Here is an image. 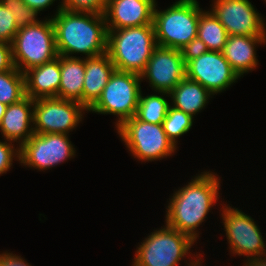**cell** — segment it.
<instances>
[{"label": "cell", "instance_id": "1", "mask_svg": "<svg viewBox=\"0 0 266 266\" xmlns=\"http://www.w3.org/2000/svg\"><path fill=\"white\" fill-rule=\"evenodd\" d=\"M220 179L214 173L202 172L172 196L166 208V224L196 241V230L206 219L220 189ZM196 230V231H195ZM197 232V233H196Z\"/></svg>", "mask_w": 266, "mask_h": 266}, {"label": "cell", "instance_id": "2", "mask_svg": "<svg viewBox=\"0 0 266 266\" xmlns=\"http://www.w3.org/2000/svg\"><path fill=\"white\" fill-rule=\"evenodd\" d=\"M58 55L71 57L83 53L85 58L107 52V27L104 14L73 12L65 9L51 17Z\"/></svg>", "mask_w": 266, "mask_h": 266}, {"label": "cell", "instance_id": "3", "mask_svg": "<svg viewBox=\"0 0 266 266\" xmlns=\"http://www.w3.org/2000/svg\"><path fill=\"white\" fill-rule=\"evenodd\" d=\"M157 47L153 24L107 30V54L116 70L141 74Z\"/></svg>", "mask_w": 266, "mask_h": 266}, {"label": "cell", "instance_id": "4", "mask_svg": "<svg viewBox=\"0 0 266 266\" xmlns=\"http://www.w3.org/2000/svg\"><path fill=\"white\" fill-rule=\"evenodd\" d=\"M203 10L197 0H177L169 8H154L153 26L157 46L182 49L197 37L198 21Z\"/></svg>", "mask_w": 266, "mask_h": 266}, {"label": "cell", "instance_id": "5", "mask_svg": "<svg viewBox=\"0 0 266 266\" xmlns=\"http://www.w3.org/2000/svg\"><path fill=\"white\" fill-rule=\"evenodd\" d=\"M154 231L137 248L132 266H178L196 242L168 225ZM200 256L197 255L188 266L201 265Z\"/></svg>", "mask_w": 266, "mask_h": 266}, {"label": "cell", "instance_id": "6", "mask_svg": "<svg viewBox=\"0 0 266 266\" xmlns=\"http://www.w3.org/2000/svg\"><path fill=\"white\" fill-rule=\"evenodd\" d=\"M11 45L14 66L22 73L58 56L54 26L50 18L20 28Z\"/></svg>", "mask_w": 266, "mask_h": 266}, {"label": "cell", "instance_id": "7", "mask_svg": "<svg viewBox=\"0 0 266 266\" xmlns=\"http://www.w3.org/2000/svg\"><path fill=\"white\" fill-rule=\"evenodd\" d=\"M141 81L139 74L115 69L100 98L88 111L116 115L118 120L115 126L119 127L136 114L142 92Z\"/></svg>", "mask_w": 266, "mask_h": 266}, {"label": "cell", "instance_id": "8", "mask_svg": "<svg viewBox=\"0 0 266 266\" xmlns=\"http://www.w3.org/2000/svg\"><path fill=\"white\" fill-rule=\"evenodd\" d=\"M116 129L130 153L139 161L161 160L176 150L162 124L147 123L133 116Z\"/></svg>", "mask_w": 266, "mask_h": 266}, {"label": "cell", "instance_id": "9", "mask_svg": "<svg viewBox=\"0 0 266 266\" xmlns=\"http://www.w3.org/2000/svg\"><path fill=\"white\" fill-rule=\"evenodd\" d=\"M84 111L88 110L76 101L57 97L36 99L33 107L34 133L68 134L78 126Z\"/></svg>", "mask_w": 266, "mask_h": 266}, {"label": "cell", "instance_id": "10", "mask_svg": "<svg viewBox=\"0 0 266 266\" xmlns=\"http://www.w3.org/2000/svg\"><path fill=\"white\" fill-rule=\"evenodd\" d=\"M222 209L224 231H226L231 252L235 255L246 256V261L266 254V244L254 219L238 208L223 206Z\"/></svg>", "mask_w": 266, "mask_h": 266}, {"label": "cell", "instance_id": "11", "mask_svg": "<svg viewBox=\"0 0 266 266\" xmlns=\"http://www.w3.org/2000/svg\"><path fill=\"white\" fill-rule=\"evenodd\" d=\"M75 152L67 134L34 133L20 147V163L43 171L67 161Z\"/></svg>", "mask_w": 266, "mask_h": 266}, {"label": "cell", "instance_id": "12", "mask_svg": "<svg viewBox=\"0 0 266 266\" xmlns=\"http://www.w3.org/2000/svg\"><path fill=\"white\" fill-rule=\"evenodd\" d=\"M141 80L147 78L156 92L169 93L186 77V64L178 49L157 46L148 60Z\"/></svg>", "mask_w": 266, "mask_h": 266}, {"label": "cell", "instance_id": "13", "mask_svg": "<svg viewBox=\"0 0 266 266\" xmlns=\"http://www.w3.org/2000/svg\"><path fill=\"white\" fill-rule=\"evenodd\" d=\"M186 77L200 83L213 95L223 92L240 78L223 52L209 50L186 64Z\"/></svg>", "mask_w": 266, "mask_h": 266}, {"label": "cell", "instance_id": "14", "mask_svg": "<svg viewBox=\"0 0 266 266\" xmlns=\"http://www.w3.org/2000/svg\"><path fill=\"white\" fill-rule=\"evenodd\" d=\"M213 14L228 35L266 36L264 19L249 0H214Z\"/></svg>", "mask_w": 266, "mask_h": 266}, {"label": "cell", "instance_id": "15", "mask_svg": "<svg viewBox=\"0 0 266 266\" xmlns=\"http://www.w3.org/2000/svg\"><path fill=\"white\" fill-rule=\"evenodd\" d=\"M155 0H108L104 12L107 30L153 24Z\"/></svg>", "mask_w": 266, "mask_h": 266}, {"label": "cell", "instance_id": "16", "mask_svg": "<svg viewBox=\"0 0 266 266\" xmlns=\"http://www.w3.org/2000/svg\"><path fill=\"white\" fill-rule=\"evenodd\" d=\"M33 107L34 100L28 96L7 106L0 124V131L4 140L18 141L19 147H21L30 139L34 134V127L31 125L33 123Z\"/></svg>", "mask_w": 266, "mask_h": 266}, {"label": "cell", "instance_id": "17", "mask_svg": "<svg viewBox=\"0 0 266 266\" xmlns=\"http://www.w3.org/2000/svg\"><path fill=\"white\" fill-rule=\"evenodd\" d=\"M25 94L33 100L59 98L61 80L60 55L54 60L24 72Z\"/></svg>", "mask_w": 266, "mask_h": 266}, {"label": "cell", "instance_id": "18", "mask_svg": "<svg viewBox=\"0 0 266 266\" xmlns=\"http://www.w3.org/2000/svg\"><path fill=\"white\" fill-rule=\"evenodd\" d=\"M261 43H266V36L228 35L222 52L239 77L257 67L255 49Z\"/></svg>", "mask_w": 266, "mask_h": 266}, {"label": "cell", "instance_id": "19", "mask_svg": "<svg viewBox=\"0 0 266 266\" xmlns=\"http://www.w3.org/2000/svg\"><path fill=\"white\" fill-rule=\"evenodd\" d=\"M115 71L107 53L85 58V77L83 85V106L89 110L100 98L110 76Z\"/></svg>", "mask_w": 266, "mask_h": 266}, {"label": "cell", "instance_id": "20", "mask_svg": "<svg viewBox=\"0 0 266 266\" xmlns=\"http://www.w3.org/2000/svg\"><path fill=\"white\" fill-rule=\"evenodd\" d=\"M60 70L59 98L76 101L83 105L85 59L60 55Z\"/></svg>", "mask_w": 266, "mask_h": 266}, {"label": "cell", "instance_id": "21", "mask_svg": "<svg viewBox=\"0 0 266 266\" xmlns=\"http://www.w3.org/2000/svg\"><path fill=\"white\" fill-rule=\"evenodd\" d=\"M172 107L194 115L205 108L211 94L200 83L185 77L170 93ZM174 103V104H173Z\"/></svg>", "mask_w": 266, "mask_h": 266}, {"label": "cell", "instance_id": "22", "mask_svg": "<svg viewBox=\"0 0 266 266\" xmlns=\"http://www.w3.org/2000/svg\"><path fill=\"white\" fill-rule=\"evenodd\" d=\"M197 37L205 43L209 51L222 52L228 33L212 11H202L198 21Z\"/></svg>", "mask_w": 266, "mask_h": 266}, {"label": "cell", "instance_id": "23", "mask_svg": "<svg viewBox=\"0 0 266 266\" xmlns=\"http://www.w3.org/2000/svg\"><path fill=\"white\" fill-rule=\"evenodd\" d=\"M170 106L162 95L152 94L145 97L140 93L135 116L147 123L162 124Z\"/></svg>", "mask_w": 266, "mask_h": 266}, {"label": "cell", "instance_id": "24", "mask_svg": "<svg viewBox=\"0 0 266 266\" xmlns=\"http://www.w3.org/2000/svg\"><path fill=\"white\" fill-rule=\"evenodd\" d=\"M25 94L24 73L14 67L12 70L0 72V102L5 105L16 103Z\"/></svg>", "mask_w": 266, "mask_h": 266}, {"label": "cell", "instance_id": "25", "mask_svg": "<svg viewBox=\"0 0 266 266\" xmlns=\"http://www.w3.org/2000/svg\"><path fill=\"white\" fill-rule=\"evenodd\" d=\"M193 117L184 111L170 106L162 122L163 130L169 140L177 147V138L187 133L193 125Z\"/></svg>", "mask_w": 266, "mask_h": 266}, {"label": "cell", "instance_id": "26", "mask_svg": "<svg viewBox=\"0 0 266 266\" xmlns=\"http://www.w3.org/2000/svg\"><path fill=\"white\" fill-rule=\"evenodd\" d=\"M2 4L9 8L15 18L18 29L34 24L38 21L37 12L28 7L22 0H0Z\"/></svg>", "mask_w": 266, "mask_h": 266}, {"label": "cell", "instance_id": "27", "mask_svg": "<svg viewBox=\"0 0 266 266\" xmlns=\"http://www.w3.org/2000/svg\"><path fill=\"white\" fill-rule=\"evenodd\" d=\"M108 0H63L57 12L65 9L73 12L104 14Z\"/></svg>", "mask_w": 266, "mask_h": 266}, {"label": "cell", "instance_id": "28", "mask_svg": "<svg viewBox=\"0 0 266 266\" xmlns=\"http://www.w3.org/2000/svg\"><path fill=\"white\" fill-rule=\"evenodd\" d=\"M18 30L12 12L0 1V41L12 43Z\"/></svg>", "mask_w": 266, "mask_h": 266}, {"label": "cell", "instance_id": "29", "mask_svg": "<svg viewBox=\"0 0 266 266\" xmlns=\"http://www.w3.org/2000/svg\"><path fill=\"white\" fill-rule=\"evenodd\" d=\"M12 143L7 140L5 142L0 141V175L9 171L13 164V157L20 161V147L15 149Z\"/></svg>", "mask_w": 266, "mask_h": 266}, {"label": "cell", "instance_id": "30", "mask_svg": "<svg viewBox=\"0 0 266 266\" xmlns=\"http://www.w3.org/2000/svg\"><path fill=\"white\" fill-rule=\"evenodd\" d=\"M185 64L208 51L205 43L198 37L193 38L187 45L180 49Z\"/></svg>", "mask_w": 266, "mask_h": 266}, {"label": "cell", "instance_id": "31", "mask_svg": "<svg viewBox=\"0 0 266 266\" xmlns=\"http://www.w3.org/2000/svg\"><path fill=\"white\" fill-rule=\"evenodd\" d=\"M14 67L11 43L0 41V72L12 70Z\"/></svg>", "mask_w": 266, "mask_h": 266}, {"label": "cell", "instance_id": "32", "mask_svg": "<svg viewBox=\"0 0 266 266\" xmlns=\"http://www.w3.org/2000/svg\"><path fill=\"white\" fill-rule=\"evenodd\" d=\"M0 266H31L21 256L3 252L0 254Z\"/></svg>", "mask_w": 266, "mask_h": 266}, {"label": "cell", "instance_id": "33", "mask_svg": "<svg viewBox=\"0 0 266 266\" xmlns=\"http://www.w3.org/2000/svg\"><path fill=\"white\" fill-rule=\"evenodd\" d=\"M28 7L34 9L38 14L51 6L55 0H22Z\"/></svg>", "mask_w": 266, "mask_h": 266}, {"label": "cell", "instance_id": "34", "mask_svg": "<svg viewBox=\"0 0 266 266\" xmlns=\"http://www.w3.org/2000/svg\"><path fill=\"white\" fill-rule=\"evenodd\" d=\"M266 254L245 263V266H266Z\"/></svg>", "mask_w": 266, "mask_h": 266}, {"label": "cell", "instance_id": "35", "mask_svg": "<svg viewBox=\"0 0 266 266\" xmlns=\"http://www.w3.org/2000/svg\"><path fill=\"white\" fill-rule=\"evenodd\" d=\"M6 109H7V105L0 102V124H1V121H2L4 114L6 112Z\"/></svg>", "mask_w": 266, "mask_h": 266}]
</instances>
